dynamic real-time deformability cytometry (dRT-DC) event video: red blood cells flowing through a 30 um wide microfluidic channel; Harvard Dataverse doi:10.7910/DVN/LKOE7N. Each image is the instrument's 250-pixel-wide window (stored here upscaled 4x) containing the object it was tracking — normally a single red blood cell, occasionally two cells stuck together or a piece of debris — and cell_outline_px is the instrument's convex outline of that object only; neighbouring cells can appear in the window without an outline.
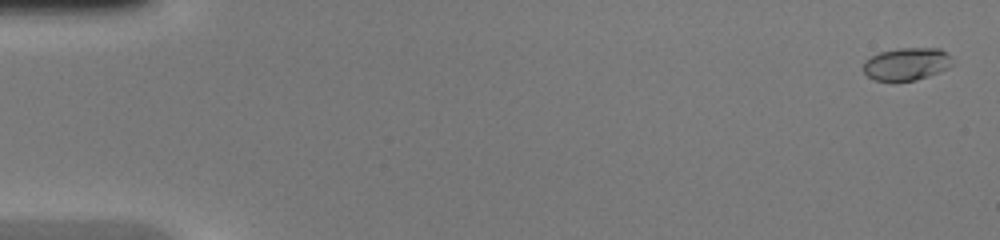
{"species": "common noctule bat (a hibernating species)", "species_latin": "Nyctalus noctula", "temperature_condition": "warm", "stored_images_in_passage": 47, "camera_frame_rate_fps": 3000, "um_per_image_px": 0.085, "animal": {"sex": "female", "body_mass_g": 20.0, "forearm_length_mm": 54.0}, "frame": {"image": 1, "passage_image": 2, "time_ms": 0.333, "image_size_px": [1000, 240], "cell_outline_px": [[952, 64], [948, 68], [940, 72], [916, 80], [876, 80], [868, 76], [864, 72], [864, 60], [880, 52], [896, 48], [940, 48], [952, 56]], "centroid_in_image_um": [77.09, 5.42], "position_along_channel_um": 7.9, "area_um2": 16.88}}
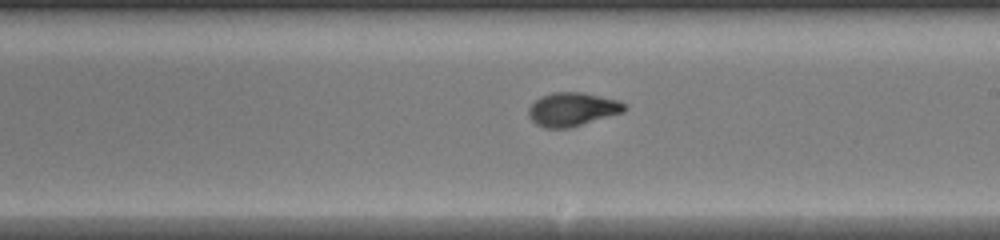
{"frame": {"image": 2, "passage_image": 28, "time_ms": 9.0, "image_size_px": [1000, 240], "cell_outline_px": [[628, 108], [624, 112], [568, 128], [544, 128], [536, 124], [528, 116], [528, 108], [540, 96], [552, 92], [580, 92], [620, 100], [628, 104]], "centroid_in_image_um": [48.67, 9.28], "position_along_channel_um": 240.3, "area_um2": 18.9}}
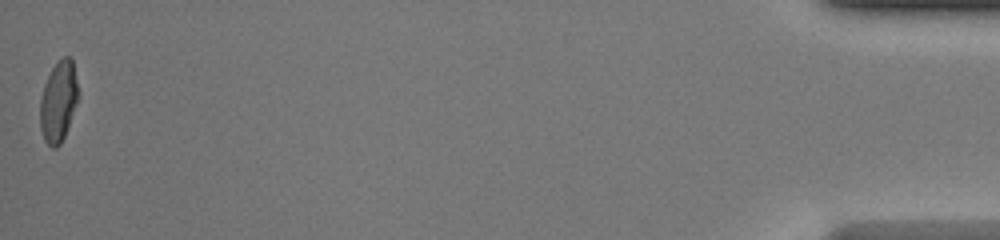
{"frame": {"image": 3, "passage_image": 47, "time_ms": 15.333, "image_size_px": [1000, 240], "cell_outline_px": [[80, 96], [64, 136], [60, 144], [56, 148], [52, 148], [44, 140], [40, 128], [40, 100], [44, 84], [52, 68], [64, 56], [68, 56], [72, 60], [80, 92]], "centroid_in_image_um": [4.98, 8.63], "position_along_channel_um": 430.2, "area_um2": 18.03}}